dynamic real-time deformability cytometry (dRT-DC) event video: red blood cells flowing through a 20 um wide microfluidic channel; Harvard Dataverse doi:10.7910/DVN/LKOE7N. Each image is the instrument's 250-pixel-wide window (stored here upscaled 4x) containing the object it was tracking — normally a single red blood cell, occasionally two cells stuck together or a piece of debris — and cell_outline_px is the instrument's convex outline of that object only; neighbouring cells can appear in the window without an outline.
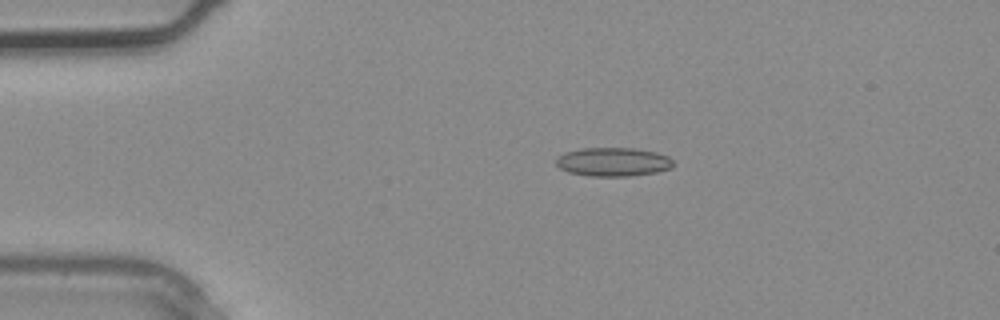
{"species": "common noctule bat (a hibernating species)", "species_latin": "Nyctalus noctula", "temperature_condition": "warm", "stored_images_in_passage": 2, "camera_frame_rate_fps": 3000, "um_per_image_px": 0.085, "animal": {"sex": "male", "body_mass_g": 20.4}, "frame": {"image": 1, "passage_image": 2, "time_ms": 0.333, "image_size_px": [1000, 320], "cell_outline_px": [[672, 168], [656, 172], [628, 176], [588, 176], [568, 172], [560, 168], [556, 164], [556, 160], [564, 152], [580, 148], [636, 148], [656, 152], [668, 156], [672, 160]], "centroid_in_image_um": [52.11, 13.76], "position_along_channel_um": 32.9, "area_um2": 19.65}}